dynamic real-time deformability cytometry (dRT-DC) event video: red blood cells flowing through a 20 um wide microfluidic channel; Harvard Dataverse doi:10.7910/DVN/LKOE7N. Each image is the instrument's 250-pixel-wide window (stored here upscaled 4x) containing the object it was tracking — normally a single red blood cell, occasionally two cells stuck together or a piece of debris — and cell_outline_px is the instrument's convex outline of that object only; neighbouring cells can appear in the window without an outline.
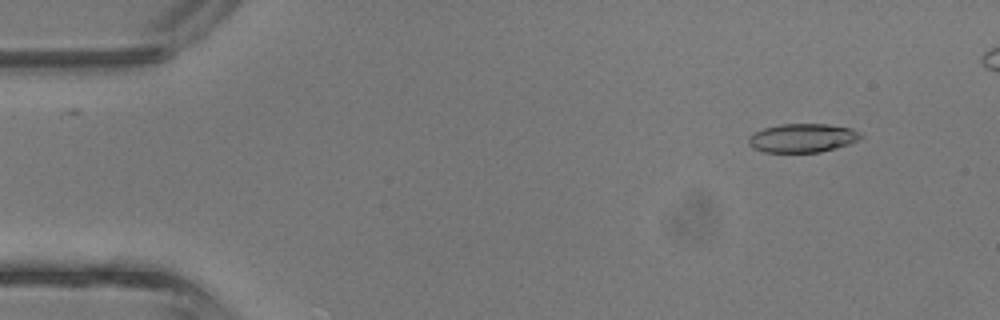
{"species": "common noctule bat (a hibernating species)", "species_latin": "Nyctalus noctula", "temperature_condition": "room temperature", "stored_images_in_passage": 4, "camera_frame_rate_fps": 3000, "um_per_image_px": 0.085, "animal": {"sex": "male", "body_mass_g": 13.3}, "frame": {"image": 1, "passage_image": 2, "time_ms": 0.333, "image_size_px": [1000, 320], "cell_outline_px": [[864, 136], [848, 144], [836, 148], [820, 152], [764, 152], [752, 148], [748, 144], [748, 136], [752, 132], [764, 128], [780, 124], [828, 124], [852, 128], [860, 132]], "centroid_in_image_um": [68.18, 11.72], "position_along_channel_um": 16.8, "area_um2": 18.96}}